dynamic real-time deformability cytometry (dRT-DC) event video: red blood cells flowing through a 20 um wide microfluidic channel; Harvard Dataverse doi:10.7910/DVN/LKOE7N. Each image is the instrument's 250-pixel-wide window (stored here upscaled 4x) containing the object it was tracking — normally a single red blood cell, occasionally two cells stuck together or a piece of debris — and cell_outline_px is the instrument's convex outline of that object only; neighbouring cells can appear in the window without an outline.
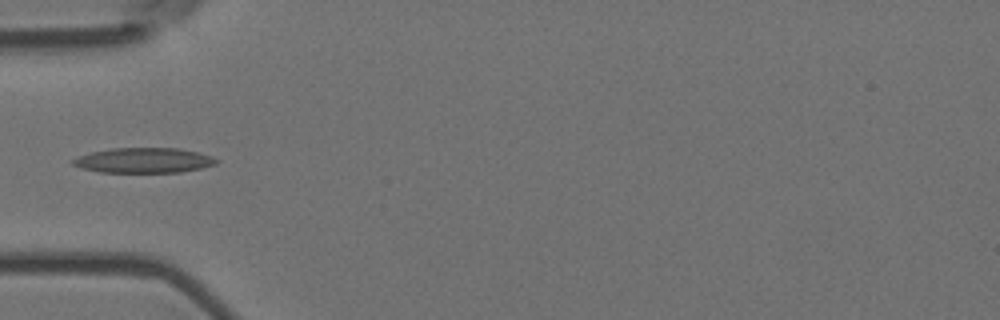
{"species": "Egyptian fruit bat (a non-hibernating species)", "species_latin": "Rousettus aegyptiacus", "temperature_condition": "room temperature", "stored_images_in_passage": 6, "camera_frame_rate_fps": 3000, "um_per_image_px": 0.085, "animal": {"sex": "female"}, "frame": {"image": 1, "passage_image": 5, "time_ms": 1.333, "image_size_px": [1000, 320], "cell_outline_px": [[220, 160], [216, 164], [200, 168], [180, 172], [100, 172], [80, 168], [72, 164], [72, 160], [80, 156], [92, 152], [112, 148], [180, 148], [212, 156]], "centroid_in_image_um": [12.24, 13.63], "position_along_channel_um": 72.8, "area_um2": 20.87}}
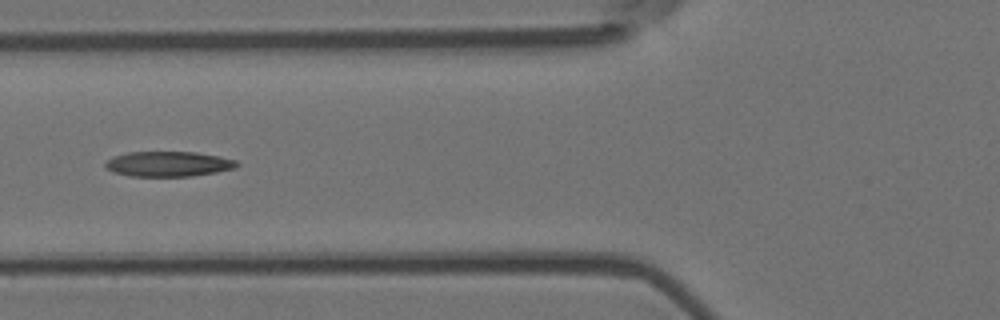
{"frame": {"image": 2, "passage_image": 6, "time_ms": 1.667, "image_size_px": [1000, 320], "cell_outline_px": [[240, 164], [236, 168], [216, 172], [192, 176], [128, 176], [112, 172], [104, 164], [104, 160], [128, 152], [196, 152], [220, 156], [236, 160]], "centroid_in_image_um": [14.32, 13.94], "position_along_channel_um": 111.5, "area_um2": 19.36}}